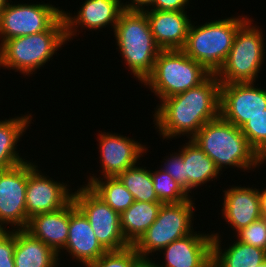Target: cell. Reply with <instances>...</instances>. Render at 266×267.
<instances>
[{
  "instance_id": "6da1fadb",
  "label": "cell",
  "mask_w": 266,
  "mask_h": 267,
  "mask_svg": "<svg viewBox=\"0 0 266 267\" xmlns=\"http://www.w3.org/2000/svg\"><path fill=\"white\" fill-rule=\"evenodd\" d=\"M220 85L216 74H211L198 86L160 101L153 114L159 134L164 139L188 134L191 139L219 116Z\"/></svg>"
},
{
  "instance_id": "7a4b0ae2",
  "label": "cell",
  "mask_w": 266,
  "mask_h": 267,
  "mask_svg": "<svg viewBox=\"0 0 266 267\" xmlns=\"http://www.w3.org/2000/svg\"><path fill=\"white\" fill-rule=\"evenodd\" d=\"M191 140L215 162L220 171L226 166L252 170L264 163L250 146L241 128L220 115L205 123Z\"/></svg>"
},
{
  "instance_id": "3957f363",
  "label": "cell",
  "mask_w": 266,
  "mask_h": 267,
  "mask_svg": "<svg viewBox=\"0 0 266 267\" xmlns=\"http://www.w3.org/2000/svg\"><path fill=\"white\" fill-rule=\"evenodd\" d=\"M65 42V22L61 15L46 31L15 37L0 44V66L25 76L33 74L50 61Z\"/></svg>"
},
{
  "instance_id": "277c9868",
  "label": "cell",
  "mask_w": 266,
  "mask_h": 267,
  "mask_svg": "<svg viewBox=\"0 0 266 267\" xmlns=\"http://www.w3.org/2000/svg\"><path fill=\"white\" fill-rule=\"evenodd\" d=\"M114 37L129 70L143 84L152 73L161 49L157 46L145 12L124 10L115 26Z\"/></svg>"
},
{
  "instance_id": "5b68a950",
  "label": "cell",
  "mask_w": 266,
  "mask_h": 267,
  "mask_svg": "<svg viewBox=\"0 0 266 267\" xmlns=\"http://www.w3.org/2000/svg\"><path fill=\"white\" fill-rule=\"evenodd\" d=\"M241 17L211 20L199 26L191 23L182 50L210 73L216 74L227 59L237 30L249 19Z\"/></svg>"
},
{
  "instance_id": "8992f818",
  "label": "cell",
  "mask_w": 266,
  "mask_h": 267,
  "mask_svg": "<svg viewBox=\"0 0 266 267\" xmlns=\"http://www.w3.org/2000/svg\"><path fill=\"white\" fill-rule=\"evenodd\" d=\"M211 74L183 50H161L143 83L162 101L198 86Z\"/></svg>"
},
{
  "instance_id": "52a82bcc",
  "label": "cell",
  "mask_w": 266,
  "mask_h": 267,
  "mask_svg": "<svg viewBox=\"0 0 266 267\" xmlns=\"http://www.w3.org/2000/svg\"><path fill=\"white\" fill-rule=\"evenodd\" d=\"M248 19L235 35L233 45L222 67L216 73L220 84L255 82L264 63L262 29Z\"/></svg>"
},
{
  "instance_id": "ba28073f",
  "label": "cell",
  "mask_w": 266,
  "mask_h": 267,
  "mask_svg": "<svg viewBox=\"0 0 266 267\" xmlns=\"http://www.w3.org/2000/svg\"><path fill=\"white\" fill-rule=\"evenodd\" d=\"M191 199L193 198L182 203L162 204L155 222L133 245L147 264L151 261L149 254L162 251L173 241L193 233L192 216L195 205Z\"/></svg>"
},
{
  "instance_id": "9c48e42d",
  "label": "cell",
  "mask_w": 266,
  "mask_h": 267,
  "mask_svg": "<svg viewBox=\"0 0 266 267\" xmlns=\"http://www.w3.org/2000/svg\"><path fill=\"white\" fill-rule=\"evenodd\" d=\"M73 192L76 207L88 219L97 240L107 250H121L130 244L121 227L120 214L100 199L87 185Z\"/></svg>"
},
{
  "instance_id": "30bf717a",
  "label": "cell",
  "mask_w": 266,
  "mask_h": 267,
  "mask_svg": "<svg viewBox=\"0 0 266 267\" xmlns=\"http://www.w3.org/2000/svg\"><path fill=\"white\" fill-rule=\"evenodd\" d=\"M63 9L51 4H10L0 12V37L4 41L46 31Z\"/></svg>"
},
{
  "instance_id": "8fae6325",
  "label": "cell",
  "mask_w": 266,
  "mask_h": 267,
  "mask_svg": "<svg viewBox=\"0 0 266 267\" xmlns=\"http://www.w3.org/2000/svg\"><path fill=\"white\" fill-rule=\"evenodd\" d=\"M27 179V160L0 170V230H5V224H11L14 230L26 228L29 221L26 212Z\"/></svg>"
},
{
  "instance_id": "7c38bea8",
  "label": "cell",
  "mask_w": 266,
  "mask_h": 267,
  "mask_svg": "<svg viewBox=\"0 0 266 267\" xmlns=\"http://www.w3.org/2000/svg\"><path fill=\"white\" fill-rule=\"evenodd\" d=\"M256 87L254 82L221 84L219 115L241 128L266 110V90Z\"/></svg>"
},
{
  "instance_id": "4fadbf2b",
  "label": "cell",
  "mask_w": 266,
  "mask_h": 267,
  "mask_svg": "<svg viewBox=\"0 0 266 267\" xmlns=\"http://www.w3.org/2000/svg\"><path fill=\"white\" fill-rule=\"evenodd\" d=\"M38 166L28 161L26 212L28 219L41 213L60 210L73 200L68 185L40 173ZM49 178V179H48Z\"/></svg>"
},
{
  "instance_id": "5bb4252c",
  "label": "cell",
  "mask_w": 266,
  "mask_h": 267,
  "mask_svg": "<svg viewBox=\"0 0 266 267\" xmlns=\"http://www.w3.org/2000/svg\"><path fill=\"white\" fill-rule=\"evenodd\" d=\"M100 149L101 175L117 177L123 171L136 165L143 153L147 152L145 145L129 137L103 132L98 134Z\"/></svg>"
},
{
  "instance_id": "9a60e30c",
  "label": "cell",
  "mask_w": 266,
  "mask_h": 267,
  "mask_svg": "<svg viewBox=\"0 0 266 267\" xmlns=\"http://www.w3.org/2000/svg\"><path fill=\"white\" fill-rule=\"evenodd\" d=\"M212 234L193 232L168 244L163 253L165 264L150 261L149 267H212Z\"/></svg>"
},
{
  "instance_id": "2e32d148",
  "label": "cell",
  "mask_w": 266,
  "mask_h": 267,
  "mask_svg": "<svg viewBox=\"0 0 266 267\" xmlns=\"http://www.w3.org/2000/svg\"><path fill=\"white\" fill-rule=\"evenodd\" d=\"M81 6L74 17L62 11L67 41L76 35L79 26L97 30L110 24L115 29L120 14L124 11L121 0H86Z\"/></svg>"
},
{
  "instance_id": "e0dca14e",
  "label": "cell",
  "mask_w": 266,
  "mask_h": 267,
  "mask_svg": "<svg viewBox=\"0 0 266 267\" xmlns=\"http://www.w3.org/2000/svg\"><path fill=\"white\" fill-rule=\"evenodd\" d=\"M63 250L84 266L98 260L107 252L97 240L88 219L73 200L70 202L69 234Z\"/></svg>"
},
{
  "instance_id": "ac0fdd59",
  "label": "cell",
  "mask_w": 266,
  "mask_h": 267,
  "mask_svg": "<svg viewBox=\"0 0 266 267\" xmlns=\"http://www.w3.org/2000/svg\"><path fill=\"white\" fill-rule=\"evenodd\" d=\"M150 30L161 50H182L191 20L186 11L145 10Z\"/></svg>"
},
{
  "instance_id": "d6986e66",
  "label": "cell",
  "mask_w": 266,
  "mask_h": 267,
  "mask_svg": "<svg viewBox=\"0 0 266 267\" xmlns=\"http://www.w3.org/2000/svg\"><path fill=\"white\" fill-rule=\"evenodd\" d=\"M224 193L222 216L235 233L261 218L258 189L234 186Z\"/></svg>"
},
{
  "instance_id": "ffe728a7",
  "label": "cell",
  "mask_w": 266,
  "mask_h": 267,
  "mask_svg": "<svg viewBox=\"0 0 266 267\" xmlns=\"http://www.w3.org/2000/svg\"><path fill=\"white\" fill-rule=\"evenodd\" d=\"M69 220L70 203L60 210L33 216L25 230L50 246L60 257L59 254L65 248L69 234Z\"/></svg>"
},
{
  "instance_id": "44dd1931",
  "label": "cell",
  "mask_w": 266,
  "mask_h": 267,
  "mask_svg": "<svg viewBox=\"0 0 266 267\" xmlns=\"http://www.w3.org/2000/svg\"><path fill=\"white\" fill-rule=\"evenodd\" d=\"M185 144L180 150L184 162V190L189 194L193 188L218 178L220 170L191 139Z\"/></svg>"
},
{
  "instance_id": "7402d4cb",
  "label": "cell",
  "mask_w": 266,
  "mask_h": 267,
  "mask_svg": "<svg viewBox=\"0 0 266 267\" xmlns=\"http://www.w3.org/2000/svg\"><path fill=\"white\" fill-rule=\"evenodd\" d=\"M58 260V254L40 239L25 229L15 230V267H57Z\"/></svg>"
},
{
  "instance_id": "603a6c76",
  "label": "cell",
  "mask_w": 266,
  "mask_h": 267,
  "mask_svg": "<svg viewBox=\"0 0 266 267\" xmlns=\"http://www.w3.org/2000/svg\"><path fill=\"white\" fill-rule=\"evenodd\" d=\"M212 235V267H255L266 263V250L236 240L223 251L221 236Z\"/></svg>"
},
{
  "instance_id": "cb8c5ba5",
  "label": "cell",
  "mask_w": 266,
  "mask_h": 267,
  "mask_svg": "<svg viewBox=\"0 0 266 267\" xmlns=\"http://www.w3.org/2000/svg\"><path fill=\"white\" fill-rule=\"evenodd\" d=\"M32 115H23L0 121V170L15 167L26 160L22 158L17 150V143L23 136Z\"/></svg>"
},
{
  "instance_id": "d4e9b609",
  "label": "cell",
  "mask_w": 266,
  "mask_h": 267,
  "mask_svg": "<svg viewBox=\"0 0 266 267\" xmlns=\"http://www.w3.org/2000/svg\"><path fill=\"white\" fill-rule=\"evenodd\" d=\"M163 203H134L120 214V227L126 241L134 245L155 222Z\"/></svg>"
},
{
  "instance_id": "484cf974",
  "label": "cell",
  "mask_w": 266,
  "mask_h": 267,
  "mask_svg": "<svg viewBox=\"0 0 266 267\" xmlns=\"http://www.w3.org/2000/svg\"><path fill=\"white\" fill-rule=\"evenodd\" d=\"M92 175L85 185L114 211L121 214L134 203L132 194L117 177L97 178L94 174Z\"/></svg>"
},
{
  "instance_id": "4316f807",
  "label": "cell",
  "mask_w": 266,
  "mask_h": 267,
  "mask_svg": "<svg viewBox=\"0 0 266 267\" xmlns=\"http://www.w3.org/2000/svg\"><path fill=\"white\" fill-rule=\"evenodd\" d=\"M132 194L135 201L162 203L154 190L151 171L146 167L132 166L117 176Z\"/></svg>"
},
{
  "instance_id": "83f0119b",
  "label": "cell",
  "mask_w": 266,
  "mask_h": 267,
  "mask_svg": "<svg viewBox=\"0 0 266 267\" xmlns=\"http://www.w3.org/2000/svg\"><path fill=\"white\" fill-rule=\"evenodd\" d=\"M154 190L158 200L163 204L182 203L190 199V195L164 170L151 172Z\"/></svg>"
},
{
  "instance_id": "f1b7e54d",
  "label": "cell",
  "mask_w": 266,
  "mask_h": 267,
  "mask_svg": "<svg viewBox=\"0 0 266 267\" xmlns=\"http://www.w3.org/2000/svg\"><path fill=\"white\" fill-rule=\"evenodd\" d=\"M147 263L133 245L121 250H110L86 267H146Z\"/></svg>"
},
{
  "instance_id": "f546056e",
  "label": "cell",
  "mask_w": 266,
  "mask_h": 267,
  "mask_svg": "<svg viewBox=\"0 0 266 267\" xmlns=\"http://www.w3.org/2000/svg\"><path fill=\"white\" fill-rule=\"evenodd\" d=\"M250 146L266 161V110L250 118L242 127Z\"/></svg>"
},
{
  "instance_id": "4dcf8cb0",
  "label": "cell",
  "mask_w": 266,
  "mask_h": 267,
  "mask_svg": "<svg viewBox=\"0 0 266 267\" xmlns=\"http://www.w3.org/2000/svg\"><path fill=\"white\" fill-rule=\"evenodd\" d=\"M236 234L238 241L266 250V219L260 218Z\"/></svg>"
},
{
  "instance_id": "1f68e13d",
  "label": "cell",
  "mask_w": 266,
  "mask_h": 267,
  "mask_svg": "<svg viewBox=\"0 0 266 267\" xmlns=\"http://www.w3.org/2000/svg\"><path fill=\"white\" fill-rule=\"evenodd\" d=\"M15 230H0V267H15Z\"/></svg>"
},
{
  "instance_id": "d6a6232c",
  "label": "cell",
  "mask_w": 266,
  "mask_h": 267,
  "mask_svg": "<svg viewBox=\"0 0 266 267\" xmlns=\"http://www.w3.org/2000/svg\"><path fill=\"white\" fill-rule=\"evenodd\" d=\"M179 153L170 154V158L165 159L163 167L161 168L166 173H168L183 189H184V162Z\"/></svg>"
},
{
  "instance_id": "836d02e7",
  "label": "cell",
  "mask_w": 266,
  "mask_h": 267,
  "mask_svg": "<svg viewBox=\"0 0 266 267\" xmlns=\"http://www.w3.org/2000/svg\"><path fill=\"white\" fill-rule=\"evenodd\" d=\"M189 2V0H154L153 6L149 10L185 11V6Z\"/></svg>"
},
{
  "instance_id": "e575fe53",
  "label": "cell",
  "mask_w": 266,
  "mask_h": 267,
  "mask_svg": "<svg viewBox=\"0 0 266 267\" xmlns=\"http://www.w3.org/2000/svg\"><path fill=\"white\" fill-rule=\"evenodd\" d=\"M131 2L122 3L123 9L126 11H139L144 12L146 9L149 10V6H153L154 0H130ZM144 6H147L146 8Z\"/></svg>"
},
{
  "instance_id": "d590c367",
  "label": "cell",
  "mask_w": 266,
  "mask_h": 267,
  "mask_svg": "<svg viewBox=\"0 0 266 267\" xmlns=\"http://www.w3.org/2000/svg\"><path fill=\"white\" fill-rule=\"evenodd\" d=\"M258 194L260 199L261 218L266 219V189L261 191L258 189Z\"/></svg>"
},
{
  "instance_id": "8d00e7d4",
  "label": "cell",
  "mask_w": 266,
  "mask_h": 267,
  "mask_svg": "<svg viewBox=\"0 0 266 267\" xmlns=\"http://www.w3.org/2000/svg\"><path fill=\"white\" fill-rule=\"evenodd\" d=\"M8 1L11 2V0H0V12L5 9L8 4Z\"/></svg>"
},
{
  "instance_id": "74e56055",
  "label": "cell",
  "mask_w": 266,
  "mask_h": 267,
  "mask_svg": "<svg viewBox=\"0 0 266 267\" xmlns=\"http://www.w3.org/2000/svg\"><path fill=\"white\" fill-rule=\"evenodd\" d=\"M255 267H266V263H264L262 265L255 266Z\"/></svg>"
}]
</instances>
